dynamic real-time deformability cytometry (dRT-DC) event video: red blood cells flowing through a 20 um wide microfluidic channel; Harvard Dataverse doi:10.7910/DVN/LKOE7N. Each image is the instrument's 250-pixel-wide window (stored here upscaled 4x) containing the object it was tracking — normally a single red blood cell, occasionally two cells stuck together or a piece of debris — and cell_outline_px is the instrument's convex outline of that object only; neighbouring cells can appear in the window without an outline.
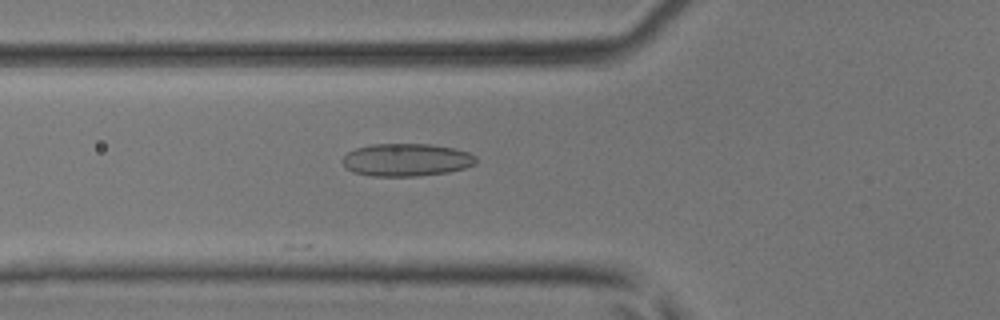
{"species": "common noctule bat (a hibernating species)", "species_latin": "Nyctalus noctula", "temperature_condition": "room temperature", "stored_images_in_passage": 8, "camera_frame_rate_fps": 3000, "um_per_image_px": 0.085, "animal": {"sex": "male", "body_mass_g": 17.9, "forearm_length_mm": 54.2}, "frame": {"image": 1, "passage_image": 2, "time_ms": 0.333, "image_size_px": [1000, 320], "cell_outline_px": [[476, 164], [464, 168], [448, 172], [420, 176], [372, 176], [352, 172], [344, 164], [344, 156], [348, 152], [356, 148], [372, 144], [432, 144], [456, 148], [468, 152], [476, 156]], "centroid_in_image_um": [34.59, 13.58], "position_along_channel_um": 91.2, "area_um2": 25.49}}
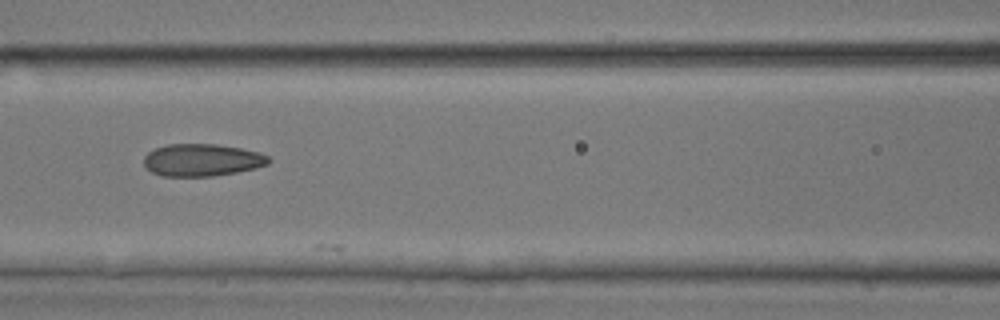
{"frame": {"image": 2, "passage_image": 6, "time_ms": 1.667, "image_size_px": [1000, 320], "cell_outline_px": [[272, 160], [268, 164], [256, 168], [236, 172], [212, 176], [160, 176], [152, 172], [144, 164], [144, 156], [148, 152], [156, 148], [168, 144], [216, 144], [240, 148], [260, 152], [268, 156]], "centroid_in_image_um": [17.19, 13.6], "position_along_channel_um": 149.4, "area_um2": 23.52}}